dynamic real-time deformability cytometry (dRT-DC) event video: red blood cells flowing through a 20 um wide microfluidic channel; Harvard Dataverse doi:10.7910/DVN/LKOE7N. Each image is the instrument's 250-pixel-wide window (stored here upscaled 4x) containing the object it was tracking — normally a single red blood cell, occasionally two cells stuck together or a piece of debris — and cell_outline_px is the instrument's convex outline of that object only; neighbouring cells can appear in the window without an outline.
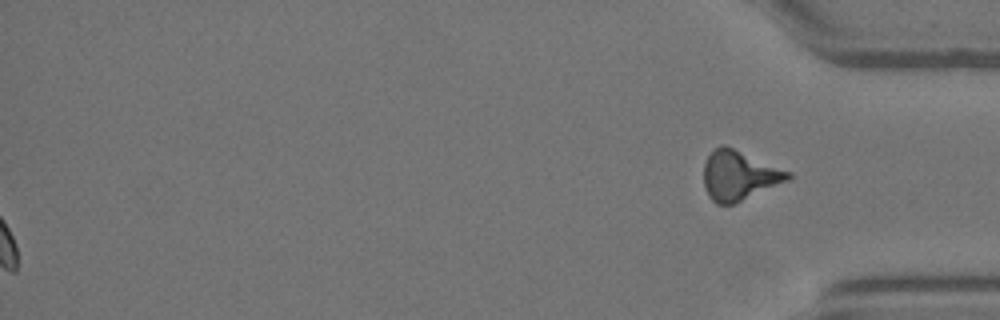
{"species": "Egyptian fruit bat (a non-hibernating species)", "species_latin": "Rousettus aegyptiacus", "temperature_condition": "warm", "stored_images_in_passage": 48, "segment_of_instrument_passage": [2, 2], "camera_frame_rate_fps": 3000, "um_per_image_px": 0.085, "animal": {"sex": "female"}, "frame": {"image": 1, "passage_image": 48, "time_ms": 15.667, "image_size_px": [1000, 320], "cell_outline_px": [[792, 176], [788, 180], [732, 204], [716, 204], [708, 196], [704, 184], [704, 164], [708, 156], [720, 144], [724, 144], [792, 172]], "centroid_in_image_um": [62.81, 14.9], "position_along_channel_um": 372.4, "area_um2": 24.04}}